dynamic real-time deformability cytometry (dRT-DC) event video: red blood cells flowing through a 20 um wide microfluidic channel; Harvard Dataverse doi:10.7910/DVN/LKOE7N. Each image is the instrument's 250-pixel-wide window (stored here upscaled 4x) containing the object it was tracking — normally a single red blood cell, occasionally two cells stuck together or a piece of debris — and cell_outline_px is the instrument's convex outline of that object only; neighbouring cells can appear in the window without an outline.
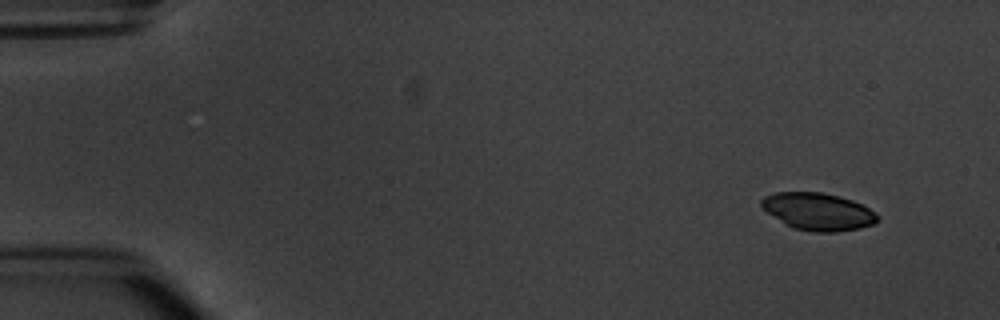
{"species": "common noctule bat (a hibernating species)", "species_latin": "Nyctalus noctula", "temperature_condition": "warm", "stored_images_in_passage": 8, "camera_frame_rate_fps": 3000, "um_per_image_px": 0.085, "animal": {"sex": "male", "body_mass_g": 20.1, "forearm_length_mm": 53.5}, "frame": {"image": 1, "passage_image": 1, "time_ms": 0.0, "image_size_px": [1000, 320], "cell_outline_px": [[880, 220], [872, 224], [860, 228], [836, 232], [812, 232], [796, 228], [784, 224], [760, 208], [760, 200], [764, 196], [776, 192], [820, 192], [852, 200], [876, 212], [880, 216]], "centroid_in_image_um": [69.51, 17.99], "position_along_channel_um": 15.5, "area_um2": 25.37}}